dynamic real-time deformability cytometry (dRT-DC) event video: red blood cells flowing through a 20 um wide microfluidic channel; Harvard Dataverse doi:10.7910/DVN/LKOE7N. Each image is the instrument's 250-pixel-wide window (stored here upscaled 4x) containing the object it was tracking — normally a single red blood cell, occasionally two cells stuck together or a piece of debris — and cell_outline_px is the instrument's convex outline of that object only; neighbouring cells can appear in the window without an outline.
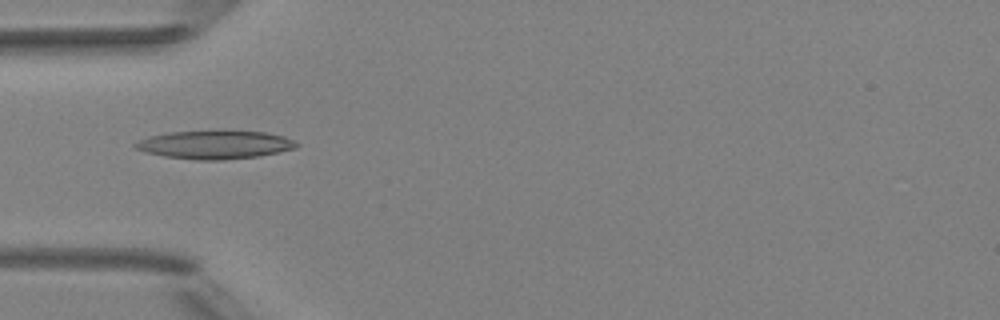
{"species": "Egyptian fruit bat (a non-hibernating species)", "species_latin": "Rousettus aegyptiacus", "temperature_condition": "room temperature", "stored_images_in_passage": 1, "camera_frame_rate_fps": 3000, "um_per_image_px": 0.085, "animal": {"sex": "female"}, "frame": {"image": 1, "passage_image": 1, "time_ms": 0.0, "image_size_px": [1000, 320], "cell_outline_px": [[300, 144], [296, 148], [256, 156], [220, 160], [196, 160], [164, 156], [144, 152], [136, 148], [132, 144], [148, 136], [168, 132], [264, 132], [284, 136]], "centroid_in_image_um": [18.22, 12.31], "position_along_channel_um": 66.8, "area_um2": 26.01}}